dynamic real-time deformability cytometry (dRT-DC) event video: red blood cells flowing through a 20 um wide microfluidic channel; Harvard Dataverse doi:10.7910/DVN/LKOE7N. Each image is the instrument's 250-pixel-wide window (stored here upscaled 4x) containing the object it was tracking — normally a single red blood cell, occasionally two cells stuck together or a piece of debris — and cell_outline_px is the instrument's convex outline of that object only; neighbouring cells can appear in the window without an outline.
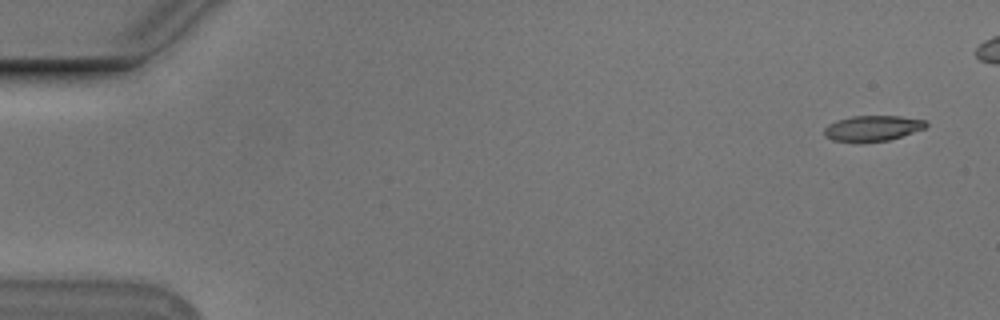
{"species": "Egyptian fruit bat (a non-hibernating species)", "species_latin": "Rousettus aegyptiacus", "temperature_condition": "cold", "stored_images_in_passage": 5, "camera_frame_rate_fps": 3000, "um_per_image_px": 0.085, "animal": {"sex": "male"}, "frame": {"image": 1, "passage_image": 1, "time_ms": 0.0, "image_size_px": [1000, 320], "cell_outline_px": [[928, 124], [924, 128], [888, 140], [832, 140], [824, 136], [824, 128], [828, 124], [836, 120], [852, 116], [900, 116], [924, 120]], "centroid_in_image_um": [74.14, 10.86], "position_along_channel_um": 10.9, "area_um2": 14.57}}